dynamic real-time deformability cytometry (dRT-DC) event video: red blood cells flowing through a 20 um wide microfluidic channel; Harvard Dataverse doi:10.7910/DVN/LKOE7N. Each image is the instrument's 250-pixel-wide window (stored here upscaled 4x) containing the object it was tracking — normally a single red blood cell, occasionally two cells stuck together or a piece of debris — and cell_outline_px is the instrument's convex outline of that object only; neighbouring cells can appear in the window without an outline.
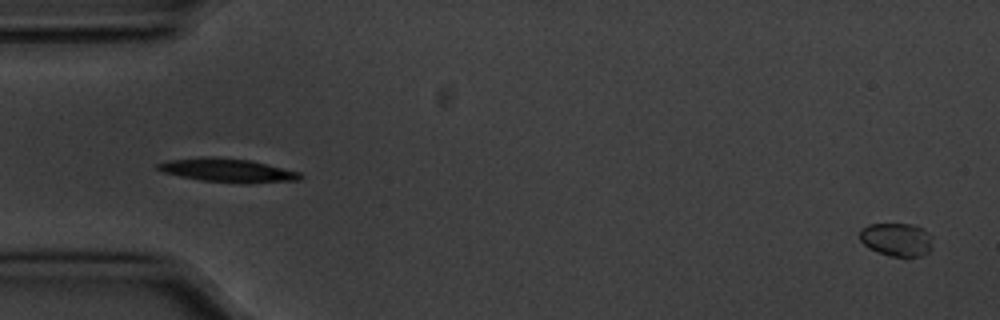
{"species": "common noctule bat (a hibernating species)", "species_latin": "Nyctalus noctula", "temperature_condition": "cold", "stored_images_in_passage": 57, "camera_frame_rate_fps": 3000, "um_per_image_px": 0.085, "animal": {"sex": "male", "body_mass_g": 20.1, "forearm_length_mm": 53.5}, "frame": {"image": 1, "passage_image": 2, "time_ms": 0.333, "image_size_px": [1000, 320], "cell_outline_px": [[932, 248], [928, 252], [920, 256], [888, 256], [868, 248], [860, 240], [860, 228], [868, 224], [916, 224], [924, 228], [932, 236]], "centroid_in_image_um": [76.23, 20.34], "position_along_channel_um": 8.8, "area_um2": 14.39}}
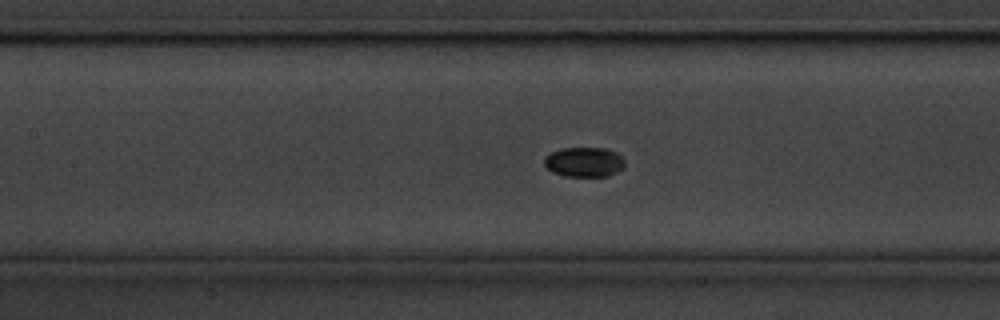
{"frame": {"image": 2, "passage_image": 26, "time_ms": 8.333, "image_size_px": [1000, 320], "cell_outline_px": [[624, 168], [608, 176], [564, 176], [552, 172], [544, 164], [544, 156], [560, 148], [604, 148], [616, 152], [624, 160]], "centroid_in_image_um": [49.64, 13.77], "position_along_channel_um": 157.8, "area_um2": 13.99}}
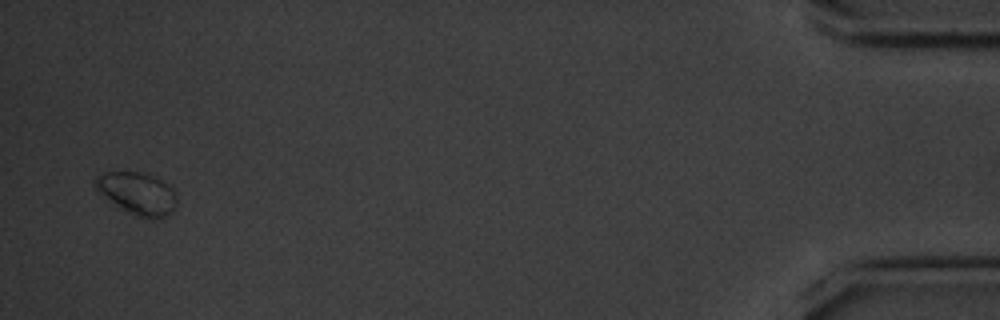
{"frame": {"image": 3, "passage_image": 56, "time_ms": 18.333, "image_size_px": [1000, 320], "cell_outline_px": [[176, 208], [168, 216], [160, 220], [144, 220], [124, 212], [116, 208], [96, 192], [92, 184], [92, 180], [96, 176], [104, 172], [140, 172], [164, 180], [176, 192]], "centroid_in_image_um": [11.63, 16.5], "position_along_channel_um": 423.6, "area_um2": 21.39}}